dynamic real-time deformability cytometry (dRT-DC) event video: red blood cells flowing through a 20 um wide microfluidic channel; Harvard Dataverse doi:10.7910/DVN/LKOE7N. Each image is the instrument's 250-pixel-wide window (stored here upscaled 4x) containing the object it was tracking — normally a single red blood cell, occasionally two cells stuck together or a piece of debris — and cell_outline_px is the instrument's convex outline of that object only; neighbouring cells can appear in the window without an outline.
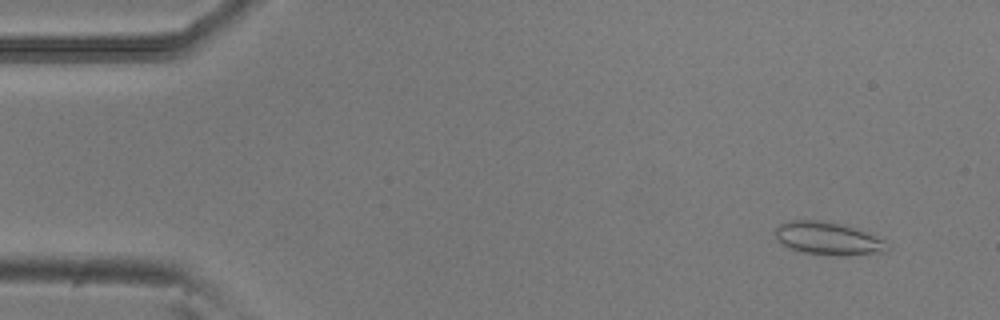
{"species": "common noctule bat (a hibernating species)", "species_latin": "Nyctalus noctula", "temperature_condition": "room temperature", "stored_images_in_passage": 4, "camera_frame_rate_fps": 3000, "um_per_image_px": 0.085, "animal": {"sex": "male", "body_mass_g": 20.5, "forearm_length_mm": 52.5}, "frame": {"image": 1, "passage_image": 1, "time_ms": 0.0, "image_size_px": [1000, 320], "cell_outline_px": [[888, 252], [844, 256], [840, 256], [804, 252], [792, 248], [784, 244], [776, 236], [776, 228], [780, 224], [792, 220], [824, 220], [840, 224], [864, 232], [884, 240], [888, 248]], "centroid_in_image_um": [70.41, 20.28], "position_along_channel_um": 14.6, "area_um2": 20.98}}